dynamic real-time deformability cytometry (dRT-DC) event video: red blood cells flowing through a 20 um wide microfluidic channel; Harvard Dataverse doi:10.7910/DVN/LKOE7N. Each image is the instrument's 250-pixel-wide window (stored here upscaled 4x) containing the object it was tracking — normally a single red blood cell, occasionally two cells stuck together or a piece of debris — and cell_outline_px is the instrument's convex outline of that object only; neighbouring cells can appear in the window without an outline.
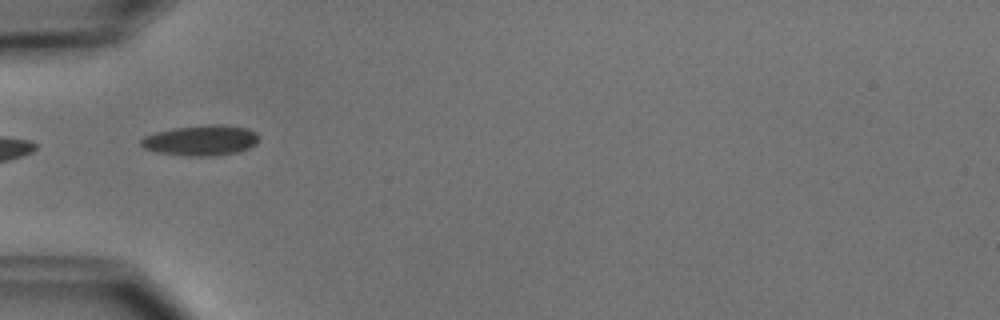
{"species": "common noctule bat (a hibernating species)", "species_latin": "Nyctalus noctula", "temperature_condition": "cold", "stored_images_in_passage": 6, "camera_frame_rate_fps": 3000, "um_per_image_px": 0.085, "animal": {"sex": "male", "body_mass_g": 15.6}, "frame": {"image": 1, "passage_image": 4, "time_ms": 4.667, "image_size_px": [1000, 320], "cell_outline_px": [[260, 136], [256, 144], [248, 148], [236, 152], [216, 156], [184, 156], [160, 152], [144, 148], [140, 144], [140, 140], [144, 136], [156, 132], [172, 128], [212, 124], [220, 124], [248, 128], [256, 132]], "centroid_in_image_um": [17.1, 11.92], "position_along_channel_um": 67.9, "area_um2": 20.98}}
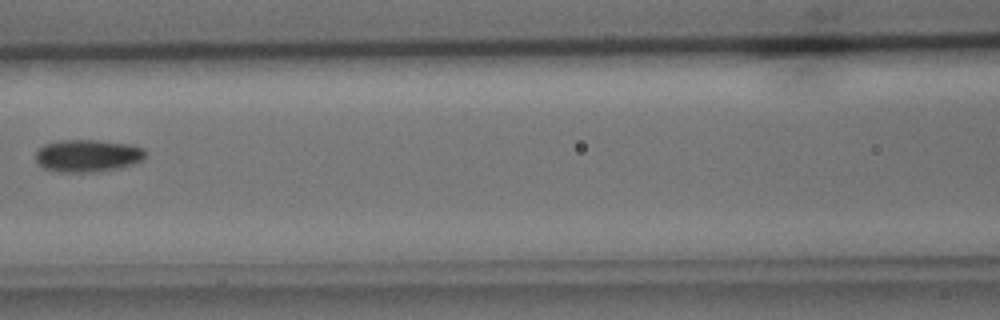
{"frame": {"image": 2, "passage_image": 6, "time_ms": 7.0, "image_size_px": [1000, 320], "cell_outline_px": [[144, 156], [140, 160], [132, 164], [120, 168], [96, 172], [60, 172], [44, 168], [36, 160], [36, 152], [44, 144], [60, 140], [96, 140], [128, 144], [144, 148]], "centroid_in_image_um": [7.43, 13.24], "position_along_channel_um": 159.2, "area_um2": 20.58}}